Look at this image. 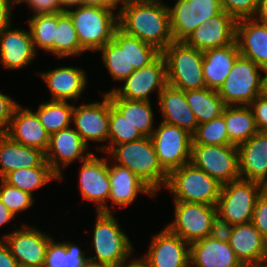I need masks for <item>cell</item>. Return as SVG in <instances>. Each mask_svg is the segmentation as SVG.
I'll return each mask as SVG.
<instances>
[{
    "label": "cell",
    "instance_id": "cell-54",
    "mask_svg": "<svg viewBox=\"0 0 267 267\" xmlns=\"http://www.w3.org/2000/svg\"><path fill=\"white\" fill-rule=\"evenodd\" d=\"M59 5L62 12H67L75 6H83V0H59Z\"/></svg>",
    "mask_w": 267,
    "mask_h": 267
},
{
    "label": "cell",
    "instance_id": "cell-12",
    "mask_svg": "<svg viewBox=\"0 0 267 267\" xmlns=\"http://www.w3.org/2000/svg\"><path fill=\"white\" fill-rule=\"evenodd\" d=\"M174 222L166 228L189 244L209 236L217 207L203 203L174 201Z\"/></svg>",
    "mask_w": 267,
    "mask_h": 267
},
{
    "label": "cell",
    "instance_id": "cell-19",
    "mask_svg": "<svg viewBox=\"0 0 267 267\" xmlns=\"http://www.w3.org/2000/svg\"><path fill=\"white\" fill-rule=\"evenodd\" d=\"M237 21L225 11L205 20L184 41L199 51L228 46L235 42Z\"/></svg>",
    "mask_w": 267,
    "mask_h": 267
},
{
    "label": "cell",
    "instance_id": "cell-27",
    "mask_svg": "<svg viewBox=\"0 0 267 267\" xmlns=\"http://www.w3.org/2000/svg\"><path fill=\"white\" fill-rule=\"evenodd\" d=\"M45 161V153L14 141L5 132L0 133V179L11 171L39 167Z\"/></svg>",
    "mask_w": 267,
    "mask_h": 267
},
{
    "label": "cell",
    "instance_id": "cell-52",
    "mask_svg": "<svg viewBox=\"0 0 267 267\" xmlns=\"http://www.w3.org/2000/svg\"><path fill=\"white\" fill-rule=\"evenodd\" d=\"M254 19L267 25V0H259Z\"/></svg>",
    "mask_w": 267,
    "mask_h": 267
},
{
    "label": "cell",
    "instance_id": "cell-26",
    "mask_svg": "<svg viewBox=\"0 0 267 267\" xmlns=\"http://www.w3.org/2000/svg\"><path fill=\"white\" fill-rule=\"evenodd\" d=\"M229 244L242 264L267 260V240L252 222L234 225Z\"/></svg>",
    "mask_w": 267,
    "mask_h": 267
},
{
    "label": "cell",
    "instance_id": "cell-13",
    "mask_svg": "<svg viewBox=\"0 0 267 267\" xmlns=\"http://www.w3.org/2000/svg\"><path fill=\"white\" fill-rule=\"evenodd\" d=\"M170 11L174 41H185L205 20L223 11L220 0H177Z\"/></svg>",
    "mask_w": 267,
    "mask_h": 267
},
{
    "label": "cell",
    "instance_id": "cell-2",
    "mask_svg": "<svg viewBox=\"0 0 267 267\" xmlns=\"http://www.w3.org/2000/svg\"><path fill=\"white\" fill-rule=\"evenodd\" d=\"M108 156L114 158V164L128 168L156 195L166 186L168 173L159 164L151 137L115 145Z\"/></svg>",
    "mask_w": 267,
    "mask_h": 267
},
{
    "label": "cell",
    "instance_id": "cell-53",
    "mask_svg": "<svg viewBox=\"0 0 267 267\" xmlns=\"http://www.w3.org/2000/svg\"><path fill=\"white\" fill-rule=\"evenodd\" d=\"M14 218L15 215L0 201V227Z\"/></svg>",
    "mask_w": 267,
    "mask_h": 267
},
{
    "label": "cell",
    "instance_id": "cell-18",
    "mask_svg": "<svg viewBox=\"0 0 267 267\" xmlns=\"http://www.w3.org/2000/svg\"><path fill=\"white\" fill-rule=\"evenodd\" d=\"M88 147L75 129L68 127L50 135L45 160L62 180L60 166L65 168L77 158L81 162L86 160L92 154L88 151V154L83 155Z\"/></svg>",
    "mask_w": 267,
    "mask_h": 267
},
{
    "label": "cell",
    "instance_id": "cell-17",
    "mask_svg": "<svg viewBox=\"0 0 267 267\" xmlns=\"http://www.w3.org/2000/svg\"><path fill=\"white\" fill-rule=\"evenodd\" d=\"M190 244L164 228L152 238L141 258L145 267H186L190 263Z\"/></svg>",
    "mask_w": 267,
    "mask_h": 267
},
{
    "label": "cell",
    "instance_id": "cell-60",
    "mask_svg": "<svg viewBox=\"0 0 267 267\" xmlns=\"http://www.w3.org/2000/svg\"><path fill=\"white\" fill-rule=\"evenodd\" d=\"M85 267H111V266H109L107 264L94 263V262L88 261L86 263Z\"/></svg>",
    "mask_w": 267,
    "mask_h": 267
},
{
    "label": "cell",
    "instance_id": "cell-38",
    "mask_svg": "<svg viewBox=\"0 0 267 267\" xmlns=\"http://www.w3.org/2000/svg\"><path fill=\"white\" fill-rule=\"evenodd\" d=\"M80 247L70 242H58L50 239L43 267H85L89 258Z\"/></svg>",
    "mask_w": 267,
    "mask_h": 267
},
{
    "label": "cell",
    "instance_id": "cell-36",
    "mask_svg": "<svg viewBox=\"0 0 267 267\" xmlns=\"http://www.w3.org/2000/svg\"><path fill=\"white\" fill-rule=\"evenodd\" d=\"M82 49L73 21L67 12L57 13V28L53 41V54L57 58L77 56Z\"/></svg>",
    "mask_w": 267,
    "mask_h": 267
},
{
    "label": "cell",
    "instance_id": "cell-49",
    "mask_svg": "<svg viewBox=\"0 0 267 267\" xmlns=\"http://www.w3.org/2000/svg\"><path fill=\"white\" fill-rule=\"evenodd\" d=\"M26 2L33 11V15L62 12L59 0H17V4Z\"/></svg>",
    "mask_w": 267,
    "mask_h": 267
},
{
    "label": "cell",
    "instance_id": "cell-22",
    "mask_svg": "<svg viewBox=\"0 0 267 267\" xmlns=\"http://www.w3.org/2000/svg\"><path fill=\"white\" fill-rule=\"evenodd\" d=\"M10 28L0 34V61L5 68L17 70L30 64L37 52L30 30Z\"/></svg>",
    "mask_w": 267,
    "mask_h": 267
},
{
    "label": "cell",
    "instance_id": "cell-56",
    "mask_svg": "<svg viewBox=\"0 0 267 267\" xmlns=\"http://www.w3.org/2000/svg\"><path fill=\"white\" fill-rule=\"evenodd\" d=\"M112 267V266H111ZM113 267H145L143 261L140 258H137L136 260H133L129 264H122V265H116Z\"/></svg>",
    "mask_w": 267,
    "mask_h": 267
},
{
    "label": "cell",
    "instance_id": "cell-39",
    "mask_svg": "<svg viewBox=\"0 0 267 267\" xmlns=\"http://www.w3.org/2000/svg\"><path fill=\"white\" fill-rule=\"evenodd\" d=\"M144 136L112 105L110 101V118L108 142L99 150L108 153L115 145L142 139Z\"/></svg>",
    "mask_w": 267,
    "mask_h": 267
},
{
    "label": "cell",
    "instance_id": "cell-30",
    "mask_svg": "<svg viewBox=\"0 0 267 267\" xmlns=\"http://www.w3.org/2000/svg\"><path fill=\"white\" fill-rule=\"evenodd\" d=\"M240 55L236 41L228 46L203 52V76L206 88L218 91Z\"/></svg>",
    "mask_w": 267,
    "mask_h": 267
},
{
    "label": "cell",
    "instance_id": "cell-28",
    "mask_svg": "<svg viewBox=\"0 0 267 267\" xmlns=\"http://www.w3.org/2000/svg\"><path fill=\"white\" fill-rule=\"evenodd\" d=\"M162 122L176 125L191 135L196 132L198 122L185 98V91L167 85L158 95Z\"/></svg>",
    "mask_w": 267,
    "mask_h": 267
},
{
    "label": "cell",
    "instance_id": "cell-7",
    "mask_svg": "<svg viewBox=\"0 0 267 267\" xmlns=\"http://www.w3.org/2000/svg\"><path fill=\"white\" fill-rule=\"evenodd\" d=\"M263 68L252 60L239 55L232 66L223 85L219 88V96L225 106H249L260 94H263Z\"/></svg>",
    "mask_w": 267,
    "mask_h": 267
},
{
    "label": "cell",
    "instance_id": "cell-40",
    "mask_svg": "<svg viewBox=\"0 0 267 267\" xmlns=\"http://www.w3.org/2000/svg\"><path fill=\"white\" fill-rule=\"evenodd\" d=\"M35 51L38 48L53 54L57 13L32 15L28 21Z\"/></svg>",
    "mask_w": 267,
    "mask_h": 267
},
{
    "label": "cell",
    "instance_id": "cell-55",
    "mask_svg": "<svg viewBox=\"0 0 267 267\" xmlns=\"http://www.w3.org/2000/svg\"><path fill=\"white\" fill-rule=\"evenodd\" d=\"M83 5L116 8L109 0H83Z\"/></svg>",
    "mask_w": 267,
    "mask_h": 267
},
{
    "label": "cell",
    "instance_id": "cell-41",
    "mask_svg": "<svg viewBox=\"0 0 267 267\" xmlns=\"http://www.w3.org/2000/svg\"><path fill=\"white\" fill-rule=\"evenodd\" d=\"M192 138V145H234L228 137L224 110L220 116L211 121L198 124Z\"/></svg>",
    "mask_w": 267,
    "mask_h": 267
},
{
    "label": "cell",
    "instance_id": "cell-11",
    "mask_svg": "<svg viewBox=\"0 0 267 267\" xmlns=\"http://www.w3.org/2000/svg\"><path fill=\"white\" fill-rule=\"evenodd\" d=\"M122 89L114 88L106 94L109 98H124L127 100L150 101L149 95L158 91V95L167 86L166 61L160 54L148 66L134 70L123 80Z\"/></svg>",
    "mask_w": 267,
    "mask_h": 267
},
{
    "label": "cell",
    "instance_id": "cell-14",
    "mask_svg": "<svg viewBox=\"0 0 267 267\" xmlns=\"http://www.w3.org/2000/svg\"><path fill=\"white\" fill-rule=\"evenodd\" d=\"M51 238L35 227L24 225L5 235L4 241L19 267H43Z\"/></svg>",
    "mask_w": 267,
    "mask_h": 267
},
{
    "label": "cell",
    "instance_id": "cell-24",
    "mask_svg": "<svg viewBox=\"0 0 267 267\" xmlns=\"http://www.w3.org/2000/svg\"><path fill=\"white\" fill-rule=\"evenodd\" d=\"M190 264L193 267H242L229 242L209 236L190 243Z\"/></svg>",
    "mask_w": 267,
    "mask_h": 267
},
{
    "label": "cell",
    "instance_id": "cell-15",
    "mask_svg": "<svg viewBox=\"0 0 267 267\" xmlns=\"http://www.w3.org/2000/svg\"><path fill=\"white\" fill-rule=\"evenodd\" d=\"M107 161L108 158L99 159L93 153L84 160L80 168L79 187L83 199L97 203V211L111 213L106 204L111 190Z\"/></svg>",
    "mask_w": 267,
    "mask_h": 267
},
{
    "label": "cell",
    "instance_id": "cell-50",
    "mask_svg": "<svg viewBox=\"0 0 267 267\" xmlns=\"http://www.w3.org/2000/svg\"><path fill=\"white\" fill-rule=\"evenodd\" d=\"M17 3V0H0V34L11 26L12 4Z\"/></svg>",
    "mask_w": 267,
    "mask_h": 267
},
{
    "label": "cell",
    "instance_id": "cell-58",
    "mask_svg": "<svg viewBox=\"0 0 267 267\" xmlns=\"http://www.w3.org/2000/svg\"><path fill=\"white\" fill-rule=\"evenodd\" d=\"M263 93L267 95V66L263 68Z\"/></svg>",
    "mask_w": 267,
    "mask_h": 267
},
{
    "label": "cell",
    "instance_id": "cell-8",
    "mask_svg": "<svg viewBox=\"0 0 267 267\" xmlns=\"http://www.w3.org/2000/svg\"><path fill=\"white\" fill-rule=\"evenodd\" d=\"M264 188L258 182L243 179L223 184L217 213L232 225L252 222L257 199Z\"/></svg>",
    "mask_w": 267,
    "mask_h": 267
},
{
    "label": "cell",
    "instance_id": "cell-61",
    "mask_svg": "<svg viewBox=\"0 0 267 267\" xmlns=\"http://www.w3.org/2000/svg\"><path fill=\"white\" fill-rule=\"evenodd\" d=\"M186 267H193L190 263Z\"/></svg>",
    "mask_w": 267,
    "mask_h": 267
},
{
    "label": "cell",
    "instance_id": "cell-9",
    "mask_svg": "<svg viewBox=\"0 0 267 267\" xmlns=\"http://www.w3.org/2000/svg\"><path fill=\"white\" fill-rule=\"evenodd\" d=\"M151 139L159 164L168 174L190 163L193 138L186 130L161 122L159 127L154 129Z\"/></svg>",
    "mask_w": 267,
    "mask_h": 267
},
{
    "label": "cell",
    "instance_id": "cell-59",
    "mask_svg": "<svg viewBox=\"0 0 267 267\" xmlns=\"http://www.w3.org/2000/svg\"><path fill=\"white\" fill-rule=\"evenodd\" d=\"M116 8L118 7V5L122 7L123 5L127 4L130 0H109Z\"/></svg>",
    "mask_w": 267,
    "mask_h": 267
},
{
    "label": "cell",
    "instance_id": "cell-23",
    "mask_svg": "<svg viewBox=\"0 0 267 267\" xmlns=\"http://www.w3.org/2000/svg\"><path fill=\"white\" fill-rule=\"evenodd\" d=\"M235 41L240 55L252 60L259 67L267 66V25L254 18L236 23Z\"/></svg>",
    "mask_w": 267,
    "mask_h": 267
},
{
    "label": "cell",
    "instance_id": "cell-10",
    "mask_svg": "<svg viewBox=\"0 0 267 267\" xmlns=\"http://www.w3.org/2000/svg\"><path fill=\"white\" fill-rule=\"evenodd\" d=\"M190 162L221 185L240 179L237 145H192Z\"/></svg>",
    "mask_w": 267,
    "mask_h": 267
},
{
    "label": "cell",
    "instance_id": "cell-32",
    "mask_svg": "<svg viewBox=\"0 0 267 267\" xmlns=\"http://www.w3.org/2000/svg\"><path fill=\"white\" fill-rule=\"evenodd\" d=\"M224 119L229 140L234 145L238 146L259 132L249 106H225Z\"/></svg>",
    "mask_w": 267,
    "mask_h": 267
},
{
    "label": "cell",
    "instance_id": "cell-5",
    "mask_svg": "<svg viewBox=\"0 0 267 267\" xmlns=\"http://www.w3.org/2000/svg\"><path fill=\"white\" fill-rule=\"evenodd\" d=\"M222 185L191 162L168 174L166 188L174 201L203 203L216 206Z\"/></svg>",
    "mask_w": 267,
    "mask_h": 267
},
{
    "label": "cell",
    "instance_id": "cell-35",
    "mask_svg": "<svg viewBox=\"0 0 267 267\" xmlns=\"http://www.w3.org/2000/svg\"><path fill=\"white\" fill-rule=\"evenodd\" d=\"M54 179L60 181V177L51 169L46 160L39 167L17 169L3 178L9 185L26 191L31 195L33 190H38Z\"/></svg>",
    "mask_w": 267,
    "mask_h": 267
},
{
    "label": "cell",
    "instance_id": "cell-44",
    "mask_svg": "<svg viewBox=\"0 0 267 267\" xmlns=\"http://www.w3.org/2000/svg\"><path fill=\"white\" fill-rule=\"evenodd\" d=\"M259 0H220L223 11L236 21L254 18Z\"/></svg>",
    "mask_w": 267,
    "mask_h": 267
},
{
    "label": "cell",
    "instance_id": "cell-31",
    "mask_svg": "<svg viewBox=\"0 0 267 267\" xmlns=\"http://www.w3.org/2000/svg\"><path fill=\"white\" fill-rule=\"evenodd\" d=\"M101 57L114 80L123 81L135 69H129L128 34L119 27L113 34V39L102 47Z\"/></svg>",
    "mask_w": 267,
    "mask_h": 267
},
{
    "label": "cell",
    "instance_id": "cell-34",
    "mask_svg": "<svg viewBox=\"0 0 267 267\" xmlns=\"http://www.w3.org/2000/svg\"><path fill=\"white\" fill-rule=\"evenodd\" d=\"M112 105L127 119L144 137H151L154 131V115L150 101L110 98Z\"/></svg>",
    "mask_w": 267,
    "mask_h": 267
},
{
    "label": "cell",
    "instance_id": "cell-16",
    "mask_svg": "<svg viewBox=\"0 0 267 267\" xmlns=\"http://www.w3.org/2000/svg\"><path fill=\"white\" fill-rule=\"evenodd\" d=\"M102 102L86 103L75 106L72 113V121L75 131L88 146L89 141H108L110 98L105 93Z\"/></svg>",
    "mask_w": 267,
    "mask_h": 267
},
{
    "label": "cell",
    "instance_id": "cell-21",
    "mask_svg": "<svg viewBox=\"0 0 267 267\" xmlns=\"http://www.w3.org/2000/svg\"><path fill=\"white\" fill-rule=\"evenodd\" d=\"M14 141L46 152L49 144V133L31 109L17 105L13 111L8 130L5 132Z\"/></svg>",
    "mask_w": 267,
    "mask_h": 267
},
{
    "label": "cell",
    "instance_id": "cell-47",
    "mask_svg": "<svg viewBox=\"0 0 267 267\" xmlns=\"http://www.w3.org/2000/svg\"><path fill=\"white\" fill-rule=\"evenodd\" d=\"M259 132H267V95H258L249 105Z\"/></svg>",
    "mask_w": 267,
    "mask_h": 267
},
{
    "label": "cell",
    "instance_id": "cell-6",
    "mask_svg": "<svg viewBox=\"0 0 267 267\" xmlns=\"http://www.w3.org/2000/svg\"><path fill=\"white\" fill-rule=\"evenodd\" d=\"M92 245L96 255L88 256L89 261L112 267L127 263L133 251L130 239L120 228L112 212L97 211Z\"/></svg>",
    "mask_w": 267,
    "mask_h": 267
},
{
    "label": "cell",
    "instance_id": "cell-1",
    "mask_svg": "<svg viewBox=\"0 0 267 267\" xmlns=\"http://www.w3.org/2000/svg\"><path fill=\"white\" fill-rule=\"evenodd\" d=\"M118 26L126 34L162 52L173 37L169 6L160 0H130L118 7Z\"/></svg>",
    "mask_w": 267,
    "mask_h": 267
},
{
    "label": "cell",
    "instance_id": "cell-37",
    "mask_svg": "<svg viewBox=\"0 0 267 267\" xmlns=\"http://www.w3.org/2000/svg\"><path fill=\"white\" fill-rule=\"evenodd\" d=\"M73 109L74 104H69L67 101L50 100L40 104L35 113L42 126L51 135L70 127Z\"/></svg>",
    "mask_w": 267,
    "mask_h": 267
},
{
    "label": "cell",
    "instance_id": "cell-57",
    "mask_svg": "<svg viewBox=\"0 0 267 267\" xmlns=\"http://www.w3.org/2000/svg\"><path fill=\"white\" fill-rule=\"evenodd\" d=\"M242 267H267V260L257 263L243 264Z\"/></svg>",
    "mask_w": 267,
    "mask_h": 267
},
{
    "label": "cell",
    "instance_id": "cell-29",
    "mask_svg": "<svg viewBox=\"0 0 267 267\" xmlns=\"http://www.w3.org/2000/svg\"><path fill=\"white\" fill-rule=\"evenodd\" d=\"M108 174L111 185L109 200L113 207L115 204L127 207L135 201L140 192L156 196L146 184L126 167L118 164L112 166L108 164Z\"/></svg>",
    "mask_w": 267,
    "mask_h": 267
},
{
    "label": "cell",
    "instance_id": "cell-25",
    "mask_svg": "<svg viewBox=\"0 0 267 267\" xmlns=\"http://www.w3.org/2000/svg\"><path fill=\"white\" fill-rule=\"evenodd\" d=\"M39 74L52 94V101L77 100L86 88L87 77L81 68L63 66Z\"/></svg>",
    "mask_w": 267,
    "mask_h": 267
},
{
    "label": "cell",
    "instance_id": "cell-51",
    "mask_svg": "<svg viewBox=\"0 0 267 267\" xmlns=\"http://www.w3.org/2000/svg\"><path fill=\"white\" fill-rule=\"evenodd\" d=\"M0 267H19L17 260L3 239H0Z\"/></svg>",
    "mask_w": 267,
    "mask_h": 267
},
{
    "label": "cell",
    "instance_id": "cell-48",
    "mask_svg": "<svg viewBox=\"0 0 267 267\" xmlns=\"http://www.w3.org/2000/svg\"><path fill=\"white\" fill-rule=\"evenodd\" d=\"M18 104L12 98L0 92V133L8 130L13 111Z\"/></svg>",
    "mask_w": 267,
    "mask_h": 267
},
{
    "label": "cell",
    "instance_id": "cell-4",
    "mask_svg": "<svg viewBox=\"0 0 267 267\" xmlns=\"http://www.w3.org/2000/svg\"><path fill=\"white\" fill-rule=\"evenodd\" d=\"M161 54L166 61L167 85L183 91L206 87L202 51L184 41H173Z\"/></svg>",
    "mask_w": 267,
    "mask_h": 267
},
{
    "label": "cell",
    "instance_id": "cell-3",
    "mask_svg": "<svg viewBox=\"0 0 267 267\" xmlns=\"http://www.w3.org/2000/svg\"><path fill=\"white\" fill-rule=\"evenodd\" d=\"M101 6L83 5L76 10H68L80 45L84 51H99L113 39V34L118 26V12Z\"/></svg>",
    "mask_w": 267,
    "mask_h": 267
},
{
    "label": "cell",
    "instance_id": "cell-33",
    "mask_svg": "<svg viewBox=\"0 0 267 267\" xmlns=\"http://www.w3.org/2000/svg\"><path fill=\"white\" fill-rule=\"evenodd\" d=\"M185 98L198 124L220 116L225 108L218 91L206 87L185 91Z\"/></svg>",
    "mask_w": 267,
    "mask_h": 267
},
{
    "label": "cell",
    "instance_id": "cell-46",
    "mask_svg": "<svg viewBox=\"0 0 267 267\" xmlns=\"http://www.w3.org/2000/svg\"><path fill=\"white\" fill-rule=\"evenodd\" d=\"M234 225L218 213L213 217L209 237L220 242H229Z\"/></svg>",
    "mask_w": 267,
    "mask_h": 267
},
{
    "label": "cell",
    "instance_id": "cell-42",
    "mask_svg": "<svg viewBox=\"0 0 267 267\" xmlns=\"http://www.w3.org/2000/svg\"><path fill=\"white\" fill-rule=\"evenodd\" d=\"M161 52L154 46L128 35L129 69H140L153 62Z\"/></svg>",
    "mask_w": 267,
    "mask_h": 267
},
{
    "label": "cell",
    "instance_id": "cell-20",
    "mask_svg": "<svg viewBox=\"0 0 267 267\" xmlns=\"http://www.w3.org/2000/svg\"><path fill=\"white\" fill-rule=\"evenodd\" d=\"M240 179L267 187V132H258L238 145Z\"/></svg>",
    "mask_w": 267,
    "mask_h": 267
},
{
    "label": "cell",
    "instance_id": "cell-45",
    "mask_svg": "<svg viewBox=\"0 0 267 267\" xmlns=\"http://www.w3.org/2000/svg\"><path fill=\"white\" fill-rule=\"evenodd\" d=\"M252 223L267 240V187L262 190L257 199Z\"/></svg>",
    "mask_w": 267,
    "mask_h": 267
},
{
    "label": "cell",
    "instance_id": "cell-43",
    "mask_svg": "<svg viewBox=\"0 0 267 267\" xmlns=\"http://www.w3.org/2000/svg\"><path fill=\"white\" fill-rule=\"evenodd\" d=\"M0 185V201L16 216L20 211L30 208L34 203L33 195L13 187L3 179Z\"/></svg>",
    "mask_w": 267,
    "mask_h": 267
}]
</instances>
